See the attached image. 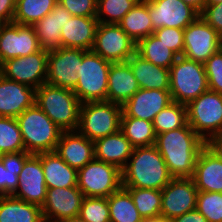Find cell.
<instances>
[{"label":"cell","instance_id":"45","mask_svg":"<svg viewBox=\"0 0 222 222\" xmlns=\"http://www.w3.org/2000/svg\"><path fill=\"white\" fill-rule=\"evenodd\" d=\"M200 16L222 37V3L205 5V8L201 12Z\"/></svg>","mask_w":222,"mask_h":222},{"label":"cell","instance_id":"35","mask_svg":"<svg viewBox=\"0 0 222 222\" xmlns=\"http://www.w3.org/2000/svg\"><path fill=\"white\" fill-rule=\"evenodd\" d=\"M124 188L130 193L133 203L143 219L160 217L162 201L161 190L135 187Z\"/></svg>","mask_w":222,"mask_h":222},{"label":"cell","instance_id":"1","mask_svg":"<svg viewBox=\"0 0 222 222\" xmlns=\"http://www.w3.org/2000/svg\"><path fill=\"white\" fill-rule=\"evenodd\" d=\"M206 142L186 123L183 127L160 133L155 146L173 178L192 177L195 163Z\"/></svg>","mask_w":222,"mask_h":222},{"label":"cell","instance_id":"6","mask_svg":"<svg viewBox=\"0 0 222 222\" xmlns=\"http://www.w3.org/2000/svg\"><path fill=\"white\" fill-rule=\"evenodd\" d=\"M172 100L187 105L207 91L208 81L204 64L178 56L169 68Z\"/></svg>","mask_w":222,"mask_h":222},{"label":"cell","instance_id":"3","mask_svg":"<svg viewBox=\"0 0 222 222\" xmlns=\"http://www.w3.org/2000/svg\"><path fill=\"white\" fill-rule=\"evenodd\" d=\"M35 103L63 131H76L81 102L73 90L44 83L36 89Z\"/></svg>","mask_w":222,"mask_h":222},{"label":"cell","instance_id":"39","mask_svg":"<svg viewBox=\"0 0 222 222\" xmlns=\"http://www.w3.org/2000/svg\"><path fill=\"white\" fill-rule=\"evenodd\" d=\"M196 209L208 222H222V193L198 191Z\"/></svg>","mask_w":222,"mask_h":222},{"label":"cell","instance_id":"44","mask_svg":"<svg viewBox=\"0 0 222 222\" xmlns=\"http://www.w3.org/2000/svg\"><path fill=\"white\" fill-rule=\"evenodd\" d=\"M20 172L5 169L0 159V195H12L16 191Z\"/></svg>","mask_w":222,"mask_h":222},{"label":"cell","instance_id":"13","mask_svg":"<svg viewBox=\"0 0 222 222\" xmlns=\"http://www.w3.org/2000/svg\"><path fill=\"white\" fill-rule=\"evenodd\" d=\"M82 58V49L59 47L49 50L46 83L73 90L78 83L77 71Z\"/></svg>","mask_w":222,"mask_h":222},{"label":"cell","instance_id":"25","mask_svg":"<svg viewBox=\"0 0 222 222\" xmlns=\"http://www.w3.org/2000/svg\"><path fill=\"white\" fill-rule=\"evenodd\" d=\"M71 17V13L57 3L49 14L33 25L42 49L49 51L61 47L62 26Z\"/></svg>","mask_w":222,"mask_h":222},{"label":"cell","instance_id":"9","mask_svg":"<svg viewBox=\"0 0 222 222\" xmlns=\"http://www.w3.org/2000/svg\"><path fill=\"white\" fill-rule=\"evenodd\" d=\"M77 187L85 197H104L122 187V172L112 165L94 158L78 170Z\"/></svg>","mask_w":222,"mask_h":222},{"label":"cell","instance_id":"31","mask_svg":"<svg viewBox=\"0 0 222 222\" xmlns=\"http://www.w3.org/2000/svg\"><path fill=\"white\" fill-rule=\"evenodd\" d=\"M136 52L148 62L166 69L178 58V55L154 34L141 39L136 45Z\"/></svg>","mask_w":222,"mask_h":222},{"label":"cell","instance_id":"37","mask_svg":"<svg viewBox=\"0 0 222 222\" xmlns=\"http://www.w3.org/2000/svg\"><path fill=\"white\" fill-rule=\"evenodd\" d=\"M140 0H97L99 23L118 24Z\"/></svg>","mask_w":222,"mask_h":222},{"label":"cell","instance_id":"22","mask_svg":"<svg viewBox=\"0 0 222 222\" xmlns=\"http://www.w3.org/2000/svg\"><path fill=\"white\" fill-rule=\"evenodd\" d=\"M192 178L198 191L222 193V160L207 145L197 156Z\"/></svg>","mask_w":222,"mask_h":222},{"label":"cell","instance_id":"49","mask_svg":"<svg viewBox=\"0 0 222 222\" xmlns=\"http://www.w3.org/2000/svg\"><path fill=\"white\" fill-rule=\"evenodd\" d=\"M206 145L222 160V133L212 137Z\"/></svg>","mask_w":222,"mask_h":222},{"label":"cell","instance_id":"28","mask_svg":"<svg viewBox=\"0 0 222 222\" xmlns=\"http://www.w3.org/2000/svg\"><path fill=\"white\" fill-rule=\"evenodd\" d=\"M47 188L77 186L78 170L70 167L55 151L38 153Z\"/></svg>","mask_w":222,"mask_h":222},{"label":"cell","instance_id":"43","mask_svg":"<svg viewBox=\"0 0 222 222\" xmlns=\"http://www.w3.org/2000/svg\"><path fill=\"white\" fill-rule=\"evenodd\" d=\"M72 16L96 17L97 0H58Z\"/></svg>","mask_w":222,"mask_h":222},{"label":"cell","instance_id":"11","mask_svg":"<svg viewBox=\"0 0 222 222\" xmlns=\"http://www.w3.org/2000/svg\"><path fill=\"white\" fill-rule=\"evenodd\" d=\"M222 48V37L199 15L184 29L185 58L204 64Z\"/></svg>","mask_w":222,"mask_h":222},{"label":"cell","instance_id":"10","mask_svg":"<svg viewBox=\"0 0 222 222\" xmlns=\"http://www.w3.org/2000/svg\"><path fill=\"white\" fill-rule=\"evenodd\" d=\"M136 45L118 24L99 23L91 50L111 63H120L136 52Z\"/></svg>","mask_w":222,"mask_h":222},{"label":"cell","instance_id":"7","mask_svg":"<svg viewBox=\"0 0 222 222\" xmlns=\"http://www.w3.org/2000/svg\"><path fill=\"white\" fill-rule=\"evenodd\" d=\"M122 105L108 101L86 102L80 107L77 131L91 141L120 130Z\"/></svg>","mask_w":222,"mask_h":222},{"label":"cell","instance_id":"47","mask_svg":"<svg viewBox=\"0 0 222 222\" xmlns=\"http://www.w3.org/2000/svg\"><path fill=\"white\" fill-rule=\"evenodd\" d=\"M16 0H0V24L12 23Z\"/></svg>","mask_w":222,"mask_h":222},{"label":"cell","instance_id":"51","mask_svg":"<svg viewBox=\"0 0 222 222\" xmlns=\"http://www.w3.org/2000/svg\"><path fill=\"white\" fill-rule=\"evenodd\" d=\"M60 222H87V221H85L80 216H75V217H71V218H68V219H64Z\"/></svg>","mask_w":222,"mask_h":222},{"label":"cell","instance_id":"34","mask_svg":"<svg viewBox=\"0 0 222 222\" xmlns=\"http://www.w3.org/2000/svg\"><path fill=\"white\" fill-rule=\"evenodd\" d=\"M58 0H16L13 23L33 26L49 14Z\"/></svg>","mask_w":222,"mask_h":222},{"label":"cell","instance_id":"20","mask_svg":"<svg viewBox=\"0 0 222 222\" xmlns=\"http://www.w3.org/2000/svg\"><path fill=\"white\" fill-rule=\"evenodd\" d=\"M36 89L0 74V117L17 118L35 104Z\"/></svg>","mask_w":222,"mask_h":222},{"label":"cell","instance_id":"26","mask_svg":"<svg viewBox=\"0 0 222 222\" xmlns=\"http://www.w3.org/2000/svg\"><path fill=\"white\" fill-rule=\"evenodd\" d=\"M133 149L131 142L121 130L94 141L95 158L112 164L120 170L126 165Z\"/></svg>","mask_w":222,"mask_h":222},{"label":"cell","instance_id":"18","mask_svg":"<svg viewBox=\"0 0 222 222\" xmlns=\"http://www.w3.org/2000/svg\"><path fill=\"white\" fill-rule=\"evenodd\" d=\"M153 30L172 27L185 29L199 14L182 0H145Z\"/></svg>","mask_w":222,"mask_h":222},{"label":"cell","instance_id":"46","mask_svg":"<svg viewBox=\"0 0 222 222\" xmlns=\"http://www.w3.org/2000/svg\"><path fill=\"white\" fill-rule=\"evenodd\" d=\"M30 155L31 154L26 151L5 153L0 155V159L5 169H9L11 171H21L25 160Z\"/></svg>","mask_w":222,"mask_h":222},{"label":"cell","instance_id":"21","mask_svg":"<svg viewBox=\"0 0 222 222\" xmlns=\"http://www.w3.org/2000/svg\"><path fill=\"white\" fill-rule=\"evenodd\" d=\"M55 152L77 170L95 158L94 141L76 131H63Z\"/></svg>","mask_w":222,"mask_h":222},{"label":"cell","instance_id":"38","mask_svg":"<svg viewBox=\"0 0 222 222\" xmlns=\"http://www.w3.org/2000/svg\"><path fill=\"white\" fill-rule=\"evenodd\" d=\"M25 151L16 118L0 117V155Z\"/></svg>","mask_w":222,"mask_h":222},{"label":"cell","instance_id":"42","mask_svg":"<svg viewBox=\"0 0 222 222\" xmlns=\"http://www.w3.org/2000/svg\"><path fill=\"white\" fill-rule=\"evenodd\" d=\"M153 34L178 56L183 55L184 29L163 27L156 29Z\"/></svg>","mask_w":222,"mask_h":222},{"label":"cell","instance_id":"53","mask_svg":"<svg viewBox=\"0 0 222 222\" xmlns=\"http://www.w3.org/2000/svg\"><path fill=\"white\" fill-rule=\"evenodd\" d=\"M222 3V0H206V5H213Z\"/></svg>","mask_w":222,"mask_h":222},{"label":"cell","instance_id":"8","mask_svg":"<svg viewBox=\"0 0 222 222\" xmlns=\"http://www.w3.org/2000/svg\"><path fill=\"white\" fill-rule=\"evenodd\" d=\"M186 106L187 123L206 143L222 133V94L208 89Z\"/></svg>","mask_w":222,"mask_h":222},{"label":"cell","instance_id":"23","mask_svg":"<svg viewBox=\"0 0 222 222\" xmlns=\"http://www.w3.org/2000/svg\"><path fill=\"white\" fill-rule=\"evenodd\" d=\"M96 17L72 16L61 30V47L91 50L98 27Z\"/></svg>","mask_w":222,"mask_h":222},{"label":"cell","instance_id":"52","mask_svg":"<svg viewBox=\"0 0 222 222\" xmlns=\"http://www.w3.org/2000/svg\"><path fill=\"white\" fill-rule=\"evenodd\" d=\"M143 222H169V220H166L162 217H158V218L144 219Z\"/></svg>","mask_w":222,"mask_h":222},{"label":"cell","instance_id":"19","mask_svg":"<svg viewBox=\"0 0 222 222\" xmlns=\"http://www.w3.org/2000/svg\"><path fill=\"white\" fill-rule=\"evenodd\" d=\"M172 102L169 90L139 89L122 105L121 117H134L152 122L155 116Z\"/></svg>","mask_w":222,"mask_h":222},{"label":"cell","instance_id":"29","mask_svg":"<svg viewBox=\"0 0 222 222\" xmlns=\"http://www.w3.org/2000/svg\"><path fill=\"white\" fill-rule=\"evenodd\" d=\"M0 222H45L40 206L12 195H0Z\"/></svg>","mask_w":222,"mask_h":222},{"label":"cell","instance_id":"24","mask_svg":"<svg viewBox=\"0 0 222 222\" xmlns=\"http://www.w3.org/2000/svg\"><path fill=\"white\" fill-rule=\"evenodd\" d=\"M140 89L127 62L111 63L106 101L123 105Z\"/></svg>","mask_w":222,"mask_h":222},{"label":"cell","instance_id":"4","mask_svg":"<svg viewBox=\"0 0 222 222\" xmlns=\"http://www.w3.org/2000/svg\"><path fill=\"white\" fill-rule=\"evenodd\" d=\"M25 151L30 154L53 152L63 132L35 103L17 118Z\"/></svg>","mask_w":222,"mask_h":222},{"label":"cell","instance_id":"41","mask_svg":"<svg viewBox=\"0 0 222 222\" xmlns=\"http://www.w3.org/2000/svg\"><path fill=\"white\" fill-rule=\"evenodd\" d=\"M204 67L209 90L222 94V48L204 63Z\"/></svg>","mask_w":222,"mask_h":222},{"label":"cell","instance_id":"5","mask_svg":"<svg viewBox=\"0 0 222 222\" xmlns=\"http://www.w3.org/2000/svg\"><path fill=\"white\" fill-rule=\"evenodd\" d=\"M111 62L103 59L92 50H83L78 83L73 92L81 103L106 101L108 73Z\"/></svg>","mask_w":222,"mask_h":222},{"label":"cell","instance_id":"50","mask_svg":"<svg viewBox=\"0 0 222 222\" xmlns=\"http://www.w3.org/2000/svg\"><path fill=\"white\" fill-rule=\"evenodd\" d=\"M185 4L193 8L199 15L204 10L206 0H182Z\"/></svg>","mask_w":222,"mask_h":222},{"label":"cell","instance_id":"16","mask_svg":"<svg viewBox=\"0 0 222 222\" xmlns=\"http://www.w3.org/2000/svg\"><path fill=\"white\" fill-rule=\"evenodd\" d=\"M85 196L75 187L47 188L42 213L45 222H60L64 219L79 216Z\"/></svg>","mask_w":222,"mask_h":222},{"label":"cell","instance_id":"30","mask_svg":"<svg viewBox=\"0 0 222 222\" xmlns=\"http://www.w3.org/2000/svg\"><path fill=\"white\" fill-rule=\"evenodd\" d=\"M125 33L136 43L153 34L149 5L140 0L118 23Z\"/></svg>","mask_w":222,"mask_h":222},{"label":"cell","instance_id":"27","mask_svg":"<svg viewBox=\"0 0 222 222\" xmlns=\"http://www.w3.org/2000/svg\"><path fill=\"white\" fill-rule=\"evenodd\" d=\"M127 63L130 65L140 89H170L169 69L148 62L137 52L127 60Z\"/></svg>","mask_w":222,"mask_h":222},{"label":"cell","instance_id":"2","mask_svg":"<svg viewBox=\"0 0 222 222\" xmlns=\"http://www.w3.org/2000/svg\"><path fill=\"white\" fill-rule=\"evenodd\" d=\"M122 172V187L162 190L173 178L155 145L137 147Z\"/></svg>","mask_w":222,"mask_h":222},{"label":"cell","instance_id":"14","mask_svg":"<svg viewBox=\"0 0 222 222\" xmlns=\"http://www.w3.org/2000/svg\"><path fill=\"white\" fill-rule=\"evenodd\" d=\"M161 191L160 217L171 220L196 209L198 190L192 177L172 178Z\"/></svg>","mask_w":222,"mask_h":222},{"label":"cell","instance_id":"48","mask_svg":"<svg viewBox=\"0 0 222 222\" xmlns=\"http://www.w3.org/2000/svg\"><path fill=\"white\" fill-rule=\"evenodd\" d=\"M169 222H208V220L197 209H194L172 218Z\"/></svg>","mask_w":222,"mask_h":222},{"label":"cell","instance_id":"32","mask_svg":"<svg viewBox=\"0 0 222 222\" xmlns=\"http://www.w3.org/2000/svg\"><path fill=\"white\" fill-rule=\"evenodd\" d=\"M110 222H143L130 193L121 187L107 197Z\"/></svg>","mask_w":222,"mask_h":222},{"label":"cell","instance_id":"17","mask_svg":"<svg viewBox=\"0 0 222 222\" xmlns=\"http://www.w3.org/2000/svg\"><path fill=\"white\" fill-rule=\"evenodd\" d=\"M18 185L12 196L42 207L47 194L41 158L31 154L24 162L18 175Z\"/></svg>","mask_w":222,"mask_h":222},{"label":"cell","instance_id":"33","mask_svg":"<svg viewBox=\"0 0 222 222\" xmlns=\"http://www.w3.org/2000/svg\"><path fill=\"white\" fill-rule=\"evenodd\" d=\"M120 130L134 148L155 145L157 135L150 121L134 117H121Z\"/></svg>","mask_w":222,"mask_h":222},{"label":"cell","instance_id":"40","mask_svg":"<svg viewBox=\"0 0 222 222\" xmlns=\"http://www.w3.org/2000/svg\"><path fill=\"white\" fill-rule=\"evenodd\" d=\"M79 216L87 222H110L107 198L85 197Z\"/></svg>","mask_w":222,"mask_h":222},{"label":"cell","instance_id":"12","mask_svg":"<svg viewBox=\"0 0 222 222\" xmlns=\"http://www.w3.org/2000/svg\"><path fill=\"white\" fill-rule=\"evenodd\" d=\"M48 50L6 60L0 65V74L7 79L25 84L34 89L46 83Z\"/></svg>","mask_w":222,"mask_h":222},{"label":"cell","instance_id":"36","mask_svg":"<svg viewBox=\"0 0 222 222\" xmlns=\"http://www.w3.org/2000/svg\"><path fill=\"white\" fill-rule=\"evenodd\" d=\"M186 123L187 106L174 101L161 110L152 121L156 135L178 129Z\"/></svg>","mask_w":222,"mask_h":222},{"label":"cell","instance_id":"15","mask_svg":"<svg viewBox=\"0 0 222 222\" xmlns=\"http://www.w3.org/2000/svg\"><path fill=\"white\" fill-rule=\"evenodd\" d=\"M40 49L33 26L13 22L0 24V65L6 60L25 57Z\"/></svg>","mask_w":222,"mask_h":222}]
</instances>
